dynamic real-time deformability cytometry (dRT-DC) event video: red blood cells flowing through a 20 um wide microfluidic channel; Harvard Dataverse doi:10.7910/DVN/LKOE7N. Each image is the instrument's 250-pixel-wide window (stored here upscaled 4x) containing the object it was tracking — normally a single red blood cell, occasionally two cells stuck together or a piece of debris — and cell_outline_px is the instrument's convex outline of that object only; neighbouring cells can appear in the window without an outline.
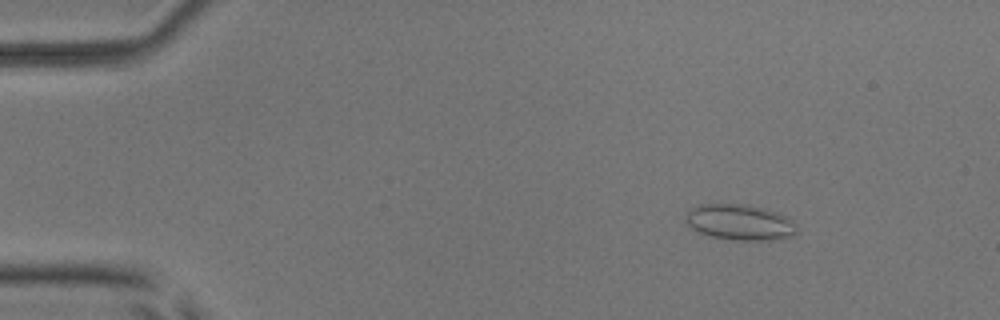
{"species": "common noctule bat (a hibernating species)", "species_latin": "Nyctalus noctula", "temperature_condition": "room temperature", "stored_images_in_passage": 53, "camera_frame_rate_fps": 3000, "um_per_image_px": 0.085, "animal": {"sex": "male", "body_mass_g": 17.9, "forearm_length_mm": 54.2}, "frame": {"image": 1, "passage_image": 7, "time_ms": 2.0, "image_size_px": [1000, 320], "cell_outline_px": [[796, 232], [792, 236], [772, 240], [732, 240], [712, 236], [696, 232], [688, 224], [688, 212], [692, 208], [700, 204], [748, 204], [764, 208], [788, 216], [796, 224]], "centroid_in_image_um": [62.93, 18.89], "position_along_channel_um": 22.1, "area_um2": 23.12}}
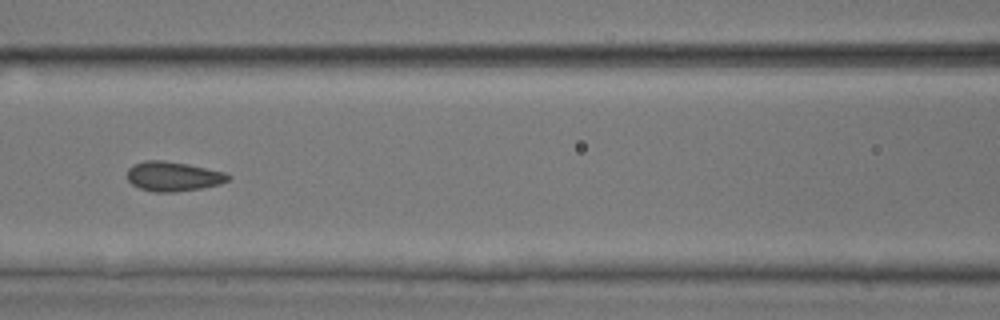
{"frame": {"image": 2, "passage_image": 24, "time_ms": 7.667, "image_size_px": [1000, 320], "cell_outline_px": [[232, 176], [228, 180], [220, 184], [204, 188], [176, 192], [152, 192], [140, 188], [132, 184], [128, 180], [128, 168], [132, 164], [144, 160], [164, 160], [188, 164], [224, 172]], "centroid_in_image_um": [14.71, 14.99], "position_along_channel_um": 151.9, "area_um2": 17.57}}
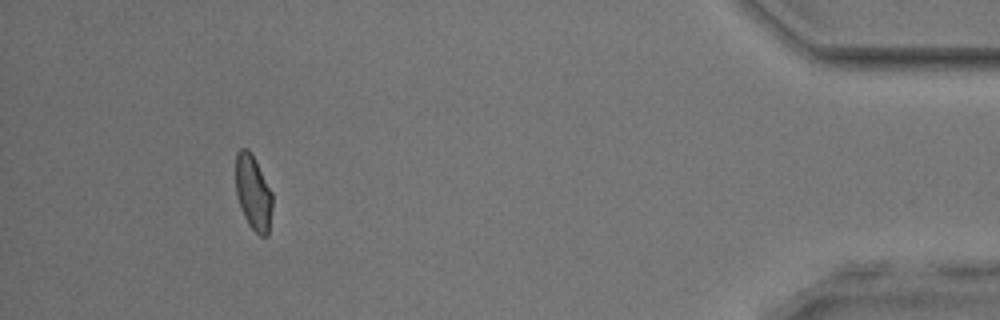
{"frame": {"image": 3, "passage_image": 49, "time_ms": 16.0, "image_size_px": [1000, 320], "cell_outline_px": [[272, 208], [268, 236], [260, 236], [248, 224], [240, 208], [236, 196], [236, 152], [240, 148], [248, 148], [252, 152], [272, 192]], "centroid_in_image_um": [21.52, 16.35], "position_along_channel_um": 413.7, "area_um2": 16.24}, "authors_computed_cell_mechanics": {"area_um2": 17.2822, "velocity_mm_per_s": 3.8801, "shape_relaxation_time_tau1_ms": 6.0376, "shape_relaxation_time_tau2_ms": 0.7809, "deformation_change_tau1": 0.1109, "deformation_change_tau2": 0.0624}}